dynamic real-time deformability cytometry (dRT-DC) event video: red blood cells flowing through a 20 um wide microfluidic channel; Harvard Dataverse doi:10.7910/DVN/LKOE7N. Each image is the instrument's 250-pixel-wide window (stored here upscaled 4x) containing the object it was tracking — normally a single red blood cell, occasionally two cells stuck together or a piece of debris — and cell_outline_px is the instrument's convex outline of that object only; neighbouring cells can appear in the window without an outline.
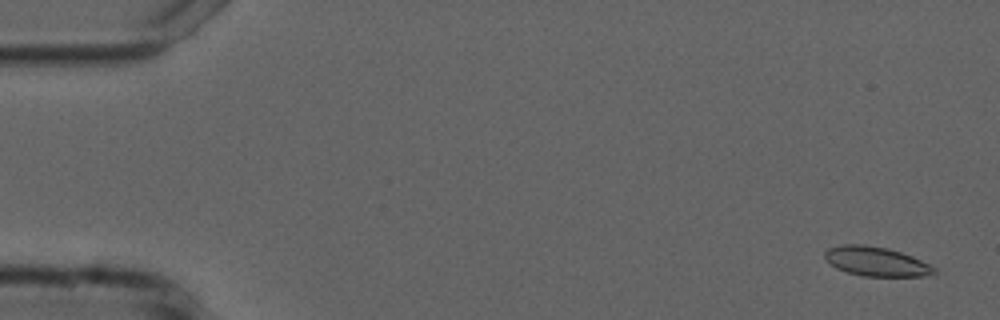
{"species": "common noctule bat (a hibernating species)", "species_latin": "Nyctalus noctula", "temperature_condition": "cold", "stored_images_in_passage": 12, "camera_frame_rate_fps": 3000, "um_per_image_px": 0.085, "animal": {"sex": "male", "forearm_length_mm": 52.5}, "frame": {"image": 1, "passage_image": 3, "time_ms": 0.667, "image_size_px": [1000, 320], "cell_outline_px": [[936, 272], [924, 276], [860, 276], [836, 268], [824, 256], [824, 252], [828, 248], [844, 244], [864, 244], [888, 248], [912, 256], [936, 268]], "centroid_in_image_um": [74.46, 22.22], "position_along_channel_um": 10.5, "area_um2": 18.55}}